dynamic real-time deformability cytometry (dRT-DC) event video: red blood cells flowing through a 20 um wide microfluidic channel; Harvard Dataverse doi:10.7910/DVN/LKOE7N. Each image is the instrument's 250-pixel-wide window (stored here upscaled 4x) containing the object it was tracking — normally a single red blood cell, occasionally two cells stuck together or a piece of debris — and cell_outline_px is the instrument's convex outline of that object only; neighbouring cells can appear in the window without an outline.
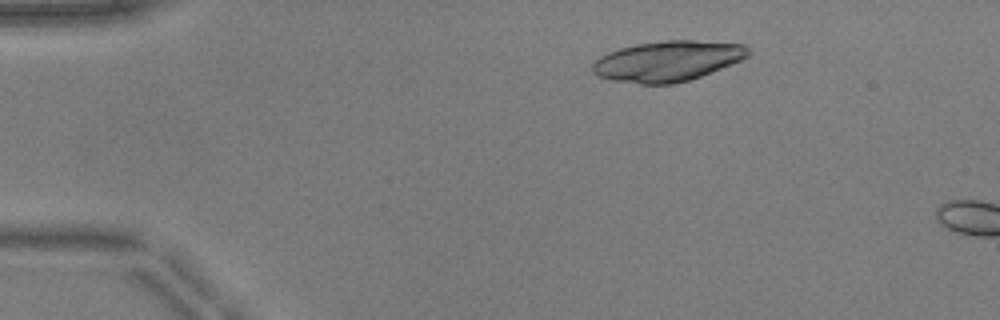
{"species": "common noctule bat (a hibernating species)", "species_latin": "Nyctalus noctula", "temperature_condition": "warm", "stored_images_in_passage": 12, "camera_frame_rate_fps": 3000, "um_per_image_px": 0.085, "animal": {"sex": "male", "body_mass_g": 17.9, "forearm_length_mm": 54.2}, "frame": {"image": 1, "passage_image": 9, "time_ms": 2.667, "image_size_px": [1000, 320], "cell_outline_px": [[752, 52], [748, 56], [732, 64], [700, 76], [688, 80], [672, 84], [640, 84], [612, 80], [600, 76], [592, 72], [592, 64], [600, 56], [608, 52], [620, 48], [636, 44], [668, 40], [692, 40], [744, 44]], "centroid_in_image_um": [56.74, 5.19], "position_along_channel_um": 28.3, "area_um2": 36.53}}